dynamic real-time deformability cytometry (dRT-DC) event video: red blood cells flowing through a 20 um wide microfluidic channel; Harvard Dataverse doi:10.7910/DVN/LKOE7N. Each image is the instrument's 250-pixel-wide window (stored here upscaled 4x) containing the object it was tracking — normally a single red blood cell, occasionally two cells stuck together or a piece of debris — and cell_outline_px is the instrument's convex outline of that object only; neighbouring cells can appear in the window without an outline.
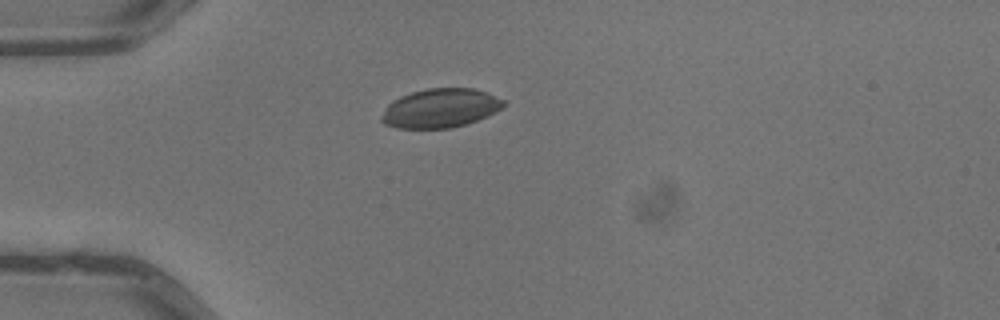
{"species": "common noctule bat (a hibernating species)", "species_latin": "Nyctalus noctula", "temperature_condition": "warm", "stored_images_in_passage": 1, "camera_frame_rate_fps": 3000, "um_per_image_px": 0.085, "animal": {"sex": "male", "body_mass_g": 13.3}, "frame": {"image": 1, "passage_image": 1, "time_ms": 0.0, "image_size_px": [1000, 320], "cell_outline_px": [[504, 104], [496, 112], [488, 116], [452, 128], [396, 128], [384, 124], [380, 120], [380, 116], [384, 108], [392, 100], [400, 96], [412, 92], [428, 88], [472, 88], [484, 92], [504, 100]], "centroid_in_image_um": [37.37, 9.2], "position_along_channel_um": 47.6, "area_um2": 27.69}}